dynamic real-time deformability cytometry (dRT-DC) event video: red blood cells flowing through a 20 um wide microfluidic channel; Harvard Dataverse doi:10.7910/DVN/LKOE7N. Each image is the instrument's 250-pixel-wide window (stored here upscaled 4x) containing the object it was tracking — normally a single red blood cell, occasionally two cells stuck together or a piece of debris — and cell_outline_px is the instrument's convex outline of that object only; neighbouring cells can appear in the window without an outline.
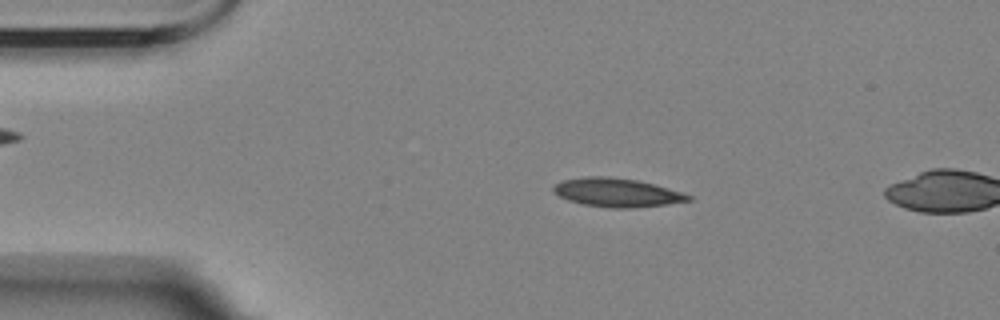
{"species": "Egyptian fruit bat (a non-hibernating species)", "species_latin": "Rousettus aegyptiacus", "temperature_condition": "room temperature", "stored_images_in_passage": 6, "camera_frame_rate_fps": 3000, "um_per_image_px": 0.085, "animal": {"sex": "female"}, "frame": {"image": 1, "passage_image": 3, "time_ms": 2.333, "image_size_px": [1000, 320], "cell_outline_px": [[692, 200], [664, 204], [632, 208], [612, 208], [584, 204], [568, 200], [560, 196], [552, 188], [556, 184], [564, 180], [588, 176], [608, 176], [636, 180], [668, 188], [692, 196]], "centroid_in_image_um": [52.44, 16.36], "position_along_channel_um": 32.6, "area_um2": 22.08}}